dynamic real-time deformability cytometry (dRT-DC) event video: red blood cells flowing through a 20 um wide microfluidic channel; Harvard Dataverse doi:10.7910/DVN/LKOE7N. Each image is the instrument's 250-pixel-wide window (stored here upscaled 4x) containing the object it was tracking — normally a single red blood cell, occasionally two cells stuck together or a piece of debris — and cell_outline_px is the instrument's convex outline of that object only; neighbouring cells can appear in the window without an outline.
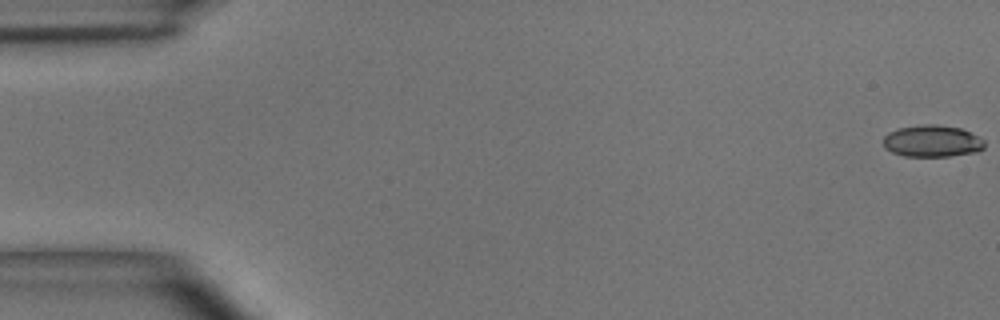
{"species": "common noctule bat (a hibernating species)", "species_latin": "Nyctalus noctula", "temperature_condition": "room temperature", "stored_images_in_passage": 50, "segment_of_instrument_passage": [1, 2], "camera_frame_rate_fps": 3000, "um_per_image_px": 0.085, "animal": {"sex": "male", "body_mass_g": 15.6}, "frame": {"image": 1, "passage_image": 1, "time_ms": 0.0, "image_size_px": [1000, 320], "cell_outline_px": [[984, 148], [976, 152], [948, 156], [904, 156], [892, 152], [884, 148], [884, 136], [888, 132], [900, 128], [920, 124], [936, 124], [960, 128], [980, 136], [984, 140]], "centroid_in_image_um": [79.24, 11.99], "position_along_channel_um": 5.8, "area_um2": 18.84}}
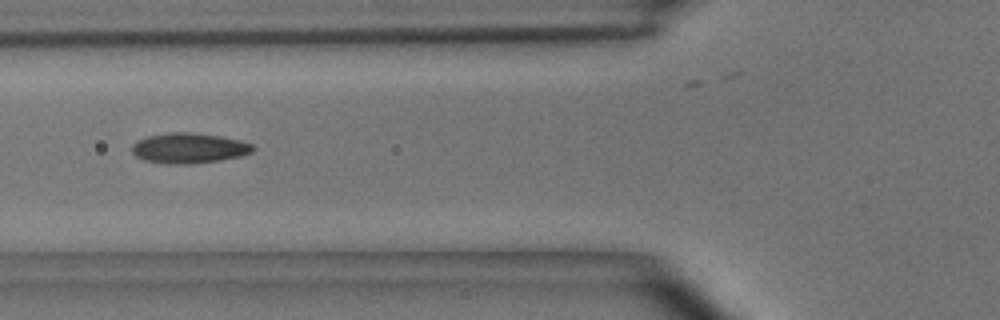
{"frame": {"image": 2, "passage_image": 19, "time_ms": 6.0, "image_size_px": [1000, 320], "cell_outline_px": [[256, 148], [252, 152], [240, 156], [220, 160], [188, 164], [168, 164], [144, 160], [136, 156], [132, 152], [132, 144], [136, 140], [148, 136], [172, 132], [192, 132], [220, 136], [240, 140], [252, 144]], "centroid_in_image_um": [16.06, 12.59], "position_along_channel_um": 109.7, "area_um2": 21.39}}
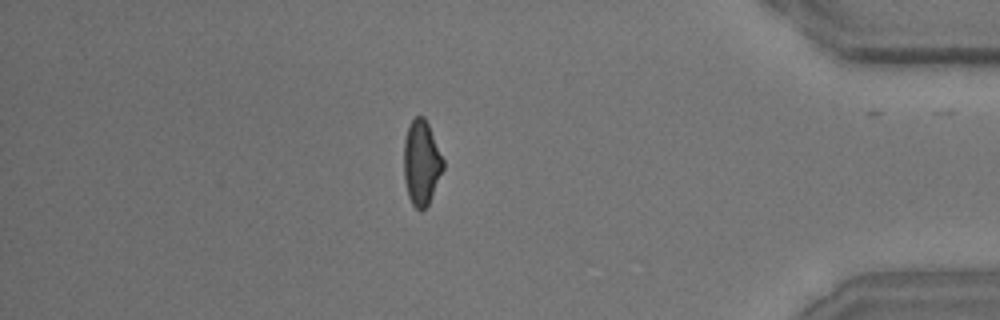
{"frame": {"image": 3, "passage_image": 43, "time_ms": 14.0, "image_size_px": [1000, 320], "cell_outline_px": [[444, 168], [428, 204], [420, 212], [412, 204], [408, 196], [404, 180], [404, 140], [408, 128], [412, 120], [416, 116], [424, 116], [428, 124], [444, 160]], "centroid_in_image_um": [35.82, 13.84], "position_along_channel_um": 399.4, "area_um2": 19.31}}